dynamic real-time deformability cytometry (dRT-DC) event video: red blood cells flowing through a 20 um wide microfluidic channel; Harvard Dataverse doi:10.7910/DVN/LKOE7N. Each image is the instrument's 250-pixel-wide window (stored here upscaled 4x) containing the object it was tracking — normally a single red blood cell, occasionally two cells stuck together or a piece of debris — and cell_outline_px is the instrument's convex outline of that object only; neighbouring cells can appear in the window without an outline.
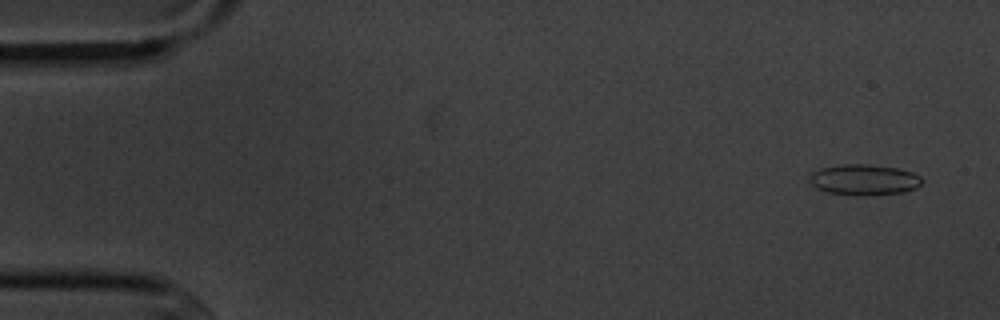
{"species": "common noctule bat (a hibernating species)", "species_latin": "Nyctalus noctula", "temperature_condition": "cold", "stored_images_in_passage": 10, "camera_frame_rate_fps": 3000, "um_per_image_px": 0.085, "animal": {"sex": "male", "body_mass_g": 20.1, "forearm_length_mm": 53.5}, "frame": {"image": 1, "passage_image": 1, "time_ms": 0.0, "image_size_px": [1000, 320], "cell_outline_px": [[924, 180], [916, 188], [904, 192], [868, 196], [856, 196], [828, 192], [816, 188], [812, 184], [812, 172], [820, 168], [840, 164], [868, 164], [896, 168], [912, 172], [920, 176]], "centroid_in_image_um": [73.48, 15.29], "position_along_channel_um": 11.5, "area_um2": 20.23}}
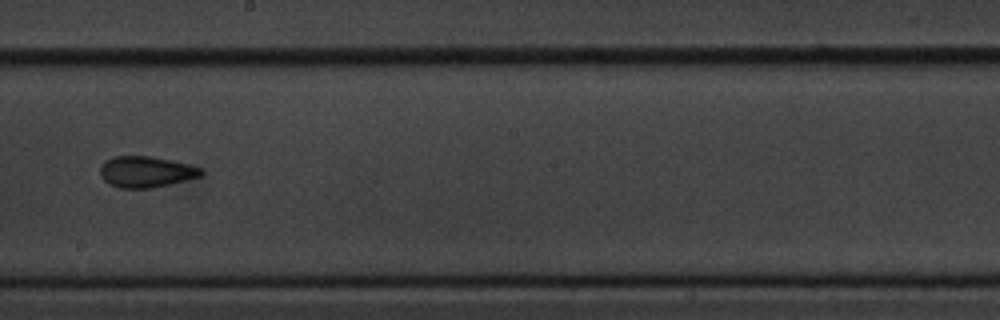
{"frame": {"image": 2, "passage_image": 9, "time_ms": 9.333, "image_size_px": [1000, 320], "cell_outline_px": [[204, 172], [200, 176], [152, 188], [120, 188], [108, 184], [100, 176], [100, 168], [104, 160], [112, 156], [148, 156], [172, 160], [188, 164], [200, 168]], "centroid_in_image_um": [12.35, 14.6], "position_along_channel_um": 235.8, "area_um2": 18.26}}
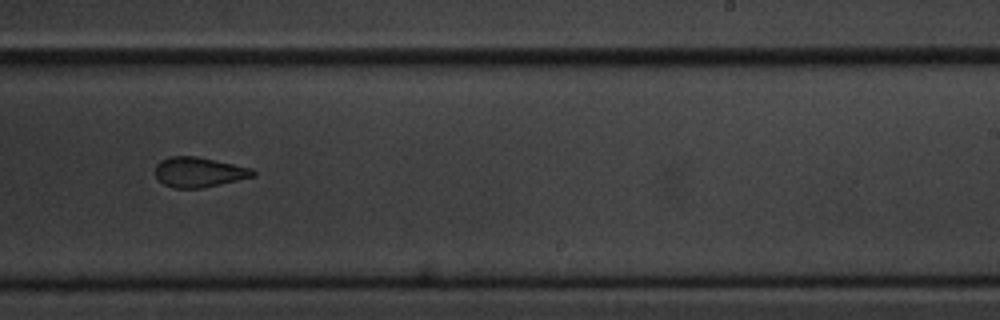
{"frame": {"image": 3, "passage_image": 10, "time_ms": 10.333, "image_size_px": [1000, 320], "cell_outline_px": [[256, 176], [204, 188], [172, 188], [164, 184], [156, 176], [156, 164], [160, 160], [172, 156], [196, 156], [252, 168], [256, 172]], "centroid_in_image_um": [16.93, 14.64], "position_along_channel_um": 272.1, "area_um2": 17.11}}